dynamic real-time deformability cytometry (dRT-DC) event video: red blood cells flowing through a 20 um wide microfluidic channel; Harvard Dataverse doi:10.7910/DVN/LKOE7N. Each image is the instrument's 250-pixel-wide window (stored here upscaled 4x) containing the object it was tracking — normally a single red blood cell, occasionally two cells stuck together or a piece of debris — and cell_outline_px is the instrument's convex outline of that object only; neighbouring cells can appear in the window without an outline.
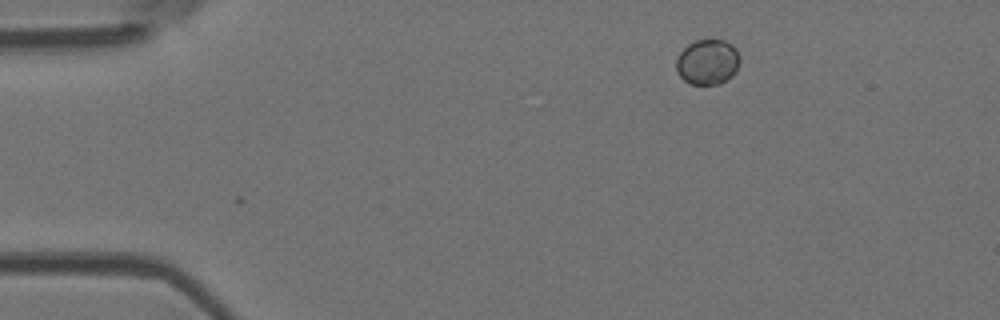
{"species": "Egyptian fruit bat (a non-hibernating species)", "species_latin": "Rousettus aegyptiacus", "temperature_condition": "room temperature", "stored_images_in_passage": 3, "camera_frame_rate_fps": 3000, "um_per_image_px": 0.085, "animal": {"sex": "female"}, "frame": {"image": 1, "passage_image": 3, "time_ms": 0.667, "image_size_px": [1000, 320], "cell_outline_px": [[740, 60], [736, 72], [732, 76], [720, 84], [692, 84], [684, 80], [676, 72], [676, 60], [680, 52], [688, 44], [696, 40], [724, 40], [732, 44], [736, 48], [740, 56]], "centroid_in_image_um": [60.16, 5.27], "position_along_channel_um": 24.8, "area_um2": 16.94}}